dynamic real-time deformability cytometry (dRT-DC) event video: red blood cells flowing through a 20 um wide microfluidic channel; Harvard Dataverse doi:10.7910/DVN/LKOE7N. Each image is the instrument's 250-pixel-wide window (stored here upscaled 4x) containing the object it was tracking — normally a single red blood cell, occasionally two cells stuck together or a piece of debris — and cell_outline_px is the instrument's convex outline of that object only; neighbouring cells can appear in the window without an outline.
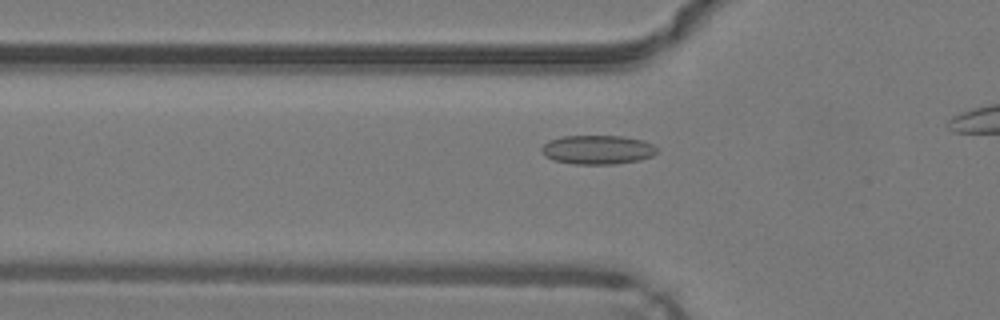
{"species": "common noctule bat (a hibernating species)", "species_latin": "Nyctalus noctula", "temperature_condition": "warm", "stored_images_in_passage": 32, "camera_frame_rate_fps": 3000, "um_per_image_px": 0.085, "animal": {"sex": "male", "body_mass_g": 19.2, "forearm_length_mm": 51.8}, "frame": {"image": 1, "passage_image": 12, "time_ms": 3.667, "image_size_px": [1000, 320], "cell_outline_px": [[660, 152], [652, 156], [640, 160], [616, 164], [572, 164], [552, 160], [544, 156], [540, 148], [548, 140], [560, 136], [624, 136], [644, 140], [652, 144]], "centroid_in_image_um": [50.79, 12.72], "position_along_channel_um": 75.0, "area_um2": 19.88}}
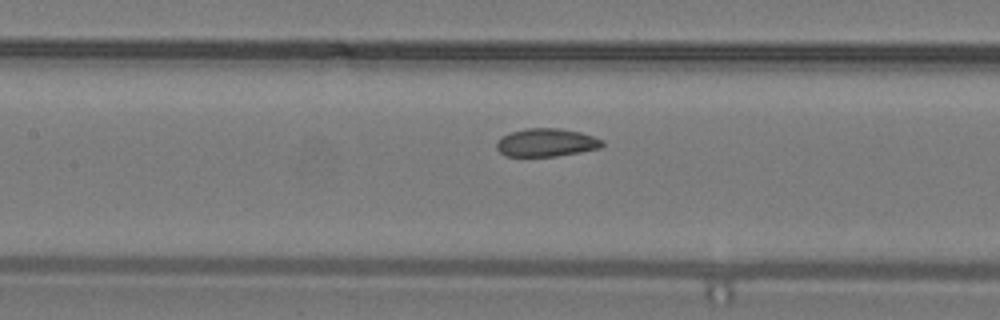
{"frame": {"image": 2, "passage_image": 18, "time_ms": 5.667, "image_size_px": [1000, 320], "cell_outline_px": [[604, 144], [600, 148], [580, 152], [556, 156], [504, 156], [496, 148], [496, 144], [500, 136], [524, 128], [560, 128], [580, 132], [604, 140]], "centroid_in_image_um": [46.42, 12.11], "position_along_channel_um": 161.0, "area_um2": 17.4}}
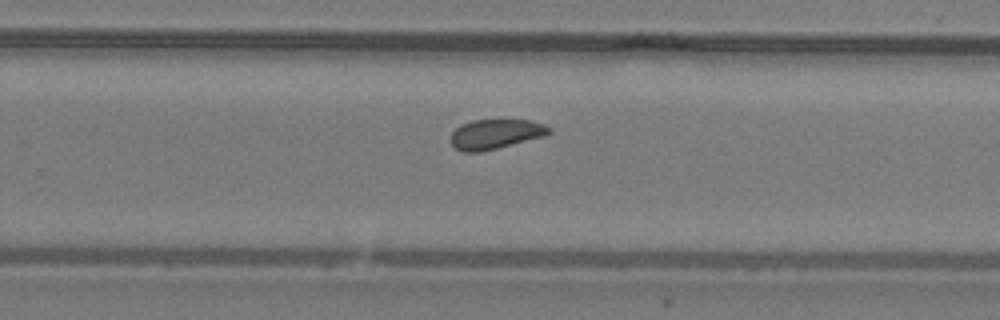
{"frame": {"image": 3, "passage_image": 27, "time_ms": 8.667, "image_size_px": [1000, 320], "cell_outline_px": [[552, 132], [548, 136], [480, 152], [464, 152], [456, 148], [452, 144], [452, 132], [460, 124], [472, 120], [500, 116], [532, 120], [544, 124], [552, 128]], "centroid_in_image_um": [42.21, 11.33], "position_along_channel_um": 287.6, "area_um2": 18.09}}